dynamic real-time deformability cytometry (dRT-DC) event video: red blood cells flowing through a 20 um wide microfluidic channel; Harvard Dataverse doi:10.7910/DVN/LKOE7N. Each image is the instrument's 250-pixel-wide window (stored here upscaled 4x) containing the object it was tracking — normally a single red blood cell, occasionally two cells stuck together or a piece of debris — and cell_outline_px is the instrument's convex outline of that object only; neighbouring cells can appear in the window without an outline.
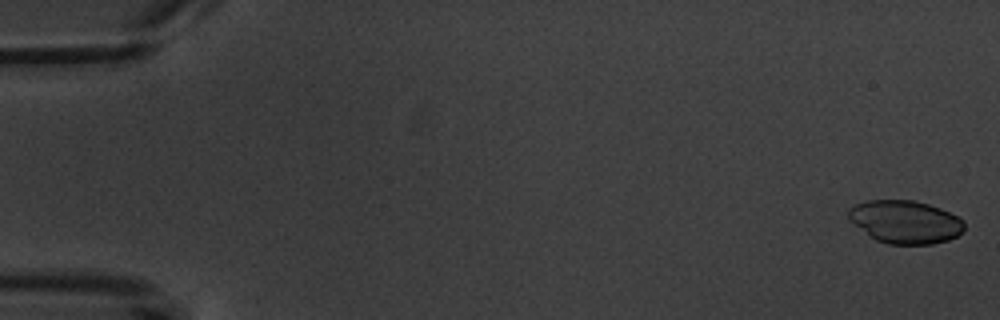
{"species": "common noctule bat (a hibernating species)", "species_latin": "Nyctalus noctula", "temperature_condition": "warm", "stored_images_in_passage": 5, "camera_frame_rate_fps": 3000, "um_per_image_px": 0.085, "animal": {"sex": "male", "body_mass_g": 20.1, "forearm_length_mm": 53.5}, "frame": {"image": 1, "passage_image": 1, "time_ms": 0.0, "image_size_px": [1000, 320], "cell_outline_px": [[964, 228], [956, 236], [948, 240], [932, 244], [888, 244], [876, 240], [856, 224], [848, 216], [848, 208], [856, 204], [868, 200], [916, 200], [940, 208], [964, 220]], "centroid_in_image_um": [76.96, 18.85], "position_along_channel_um": 8.0, "area_um2": 28.67}}